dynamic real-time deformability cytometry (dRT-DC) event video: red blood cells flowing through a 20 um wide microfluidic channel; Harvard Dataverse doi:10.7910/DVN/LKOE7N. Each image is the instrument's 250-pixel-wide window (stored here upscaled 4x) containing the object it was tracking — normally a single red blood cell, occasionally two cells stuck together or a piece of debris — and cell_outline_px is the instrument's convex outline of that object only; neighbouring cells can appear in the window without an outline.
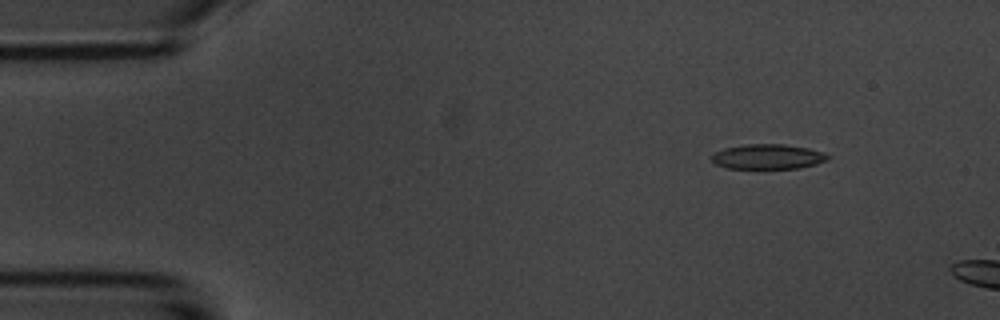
{"species": "common noctule bat (a hibernating species)", "species_latin": "Nyctalus noctula", "temperature_condition": "room temperature", "stored_images_in_passage": 3, "camera_frame_rate_fps": 3000, "um_per_image_px": 0.085, "animal": {"sex": "male", "body_mass_g": 20.1, "forearm_length_mm": 53.5}, "frame": {"image": 1, "passage_image": 2, "time_ms": 1.333, "image_size_px": [1000, 320], "cell_outline_px": [[832, 156], [828, 160], [816, 164], [800, 168], [728, 168], [716, 164], [712, 160], [712, 152], [724, 148], [744, 144], [784, 144], [808, 148], [824, 152]], "centroid_in_image_um": [65.29, 13.31], "position_along_channel_um": 19.7, "area_um2": 16.99}}